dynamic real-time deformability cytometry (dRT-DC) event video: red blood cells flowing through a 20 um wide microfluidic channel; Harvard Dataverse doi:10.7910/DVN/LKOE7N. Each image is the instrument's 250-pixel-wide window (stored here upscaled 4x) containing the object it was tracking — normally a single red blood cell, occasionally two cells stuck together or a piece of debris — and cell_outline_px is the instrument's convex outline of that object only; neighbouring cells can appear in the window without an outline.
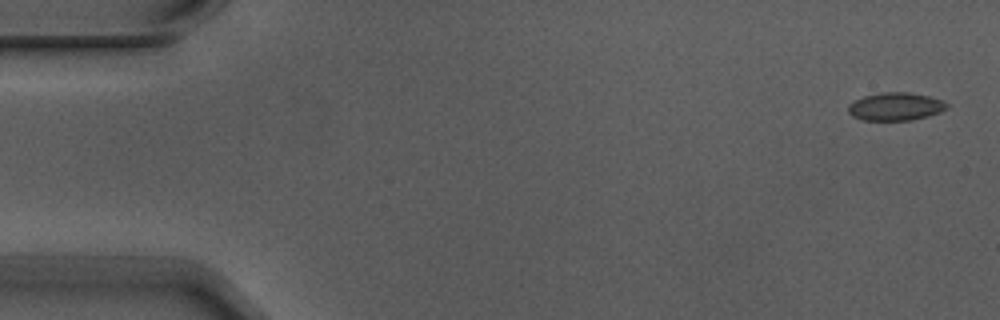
{"species": "Egyptian fruit bat (a non-hibernating species)", "species_latin": "Rousettus aegyptiacus", "temperature_condition": "warm", "stored_images_in_passage": 5, "camera_frame_rate_fps": 3000, "um_per_image_px": 0.085, "animal": {"sex": "male"}, "frame": {"image": 1, "passage_image": 1, "time_ms": 0.0, "image_size_px": [1000, 320], "cell_outline_px": [[948, 108], [940, 112], [928, 116], [912, 120], [860, 120], [852, 116], [848, 112], [848, 104], [864, 96], [880, 92], [908, 92], [928, 96], [944, 100], [948, 104]], "centroid_in_image_um": [76.12, 9.05], "position_along_channel_um": 8.9, "area_um2": 16.18}}
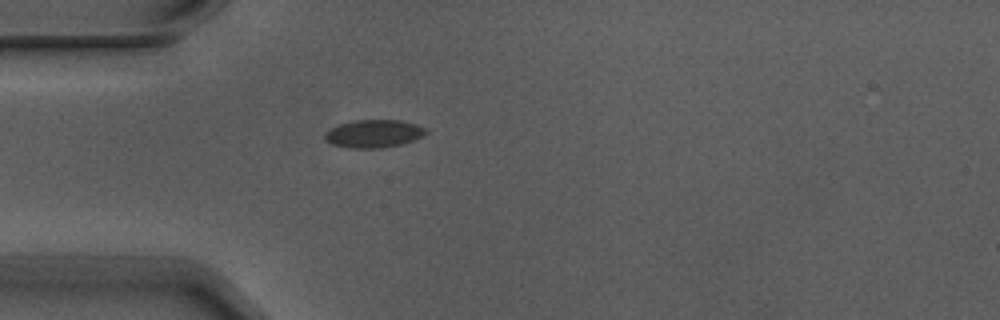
{"frame": {"image": 2, "passage_image": 5, "time_ms": 1.333, "image_size_px": [1000, 320], "cell_outline_px": [[428, 132], [412, 140], [400, 144], [380, 148], [352, 148], [332, 144], [324, 140], [324, 136], [332, 128], [340, 124], [352, 120], [400, 120], [416, 124], [424, 128]], "centroid_in_image_um": [31.75, 11.35], "position_along_channel_um": 53.3, "area_um2": 16.13}}